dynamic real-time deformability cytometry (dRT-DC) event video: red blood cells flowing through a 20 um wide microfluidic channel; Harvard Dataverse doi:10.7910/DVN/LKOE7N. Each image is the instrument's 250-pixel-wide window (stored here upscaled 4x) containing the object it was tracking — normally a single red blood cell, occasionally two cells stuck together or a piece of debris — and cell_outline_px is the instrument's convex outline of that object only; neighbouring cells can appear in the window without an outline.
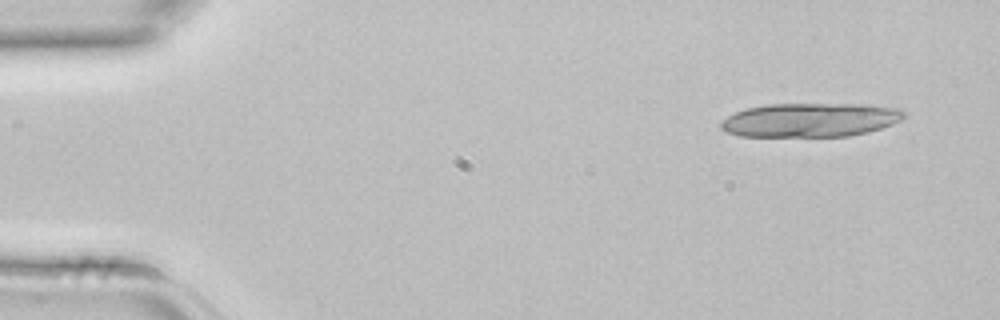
{"species": "common noctule bat (a hibernating species)", "species_latin": "Nyctalus noctula", "temperature_condition": "room temperature", "stored_images_in_passage": 4, "camera_frame_rate_fps": 3000, "um_per_image_px": 0.085, "animal": {"sex": "female", "body_mass_g": 22.7, "forearm_length_mm": 54.2}, "frame": {"image": 1, "passage_image": 1, "time_ms": 0.0, "image_size_px": [1000, 320], "cell_outline_px": [[908, 112], [900, 120], [892, 124], [868, 132], [848, 136], [740, 136], [728, 132], [720, 128], [720, 120], [744, 108], [768, 104], [868, 104], [900, 108]], "centroid_in_image_um": [68.88, 10.18], "position_along_channel_um": 16.1, "area_um2": 36.41}}